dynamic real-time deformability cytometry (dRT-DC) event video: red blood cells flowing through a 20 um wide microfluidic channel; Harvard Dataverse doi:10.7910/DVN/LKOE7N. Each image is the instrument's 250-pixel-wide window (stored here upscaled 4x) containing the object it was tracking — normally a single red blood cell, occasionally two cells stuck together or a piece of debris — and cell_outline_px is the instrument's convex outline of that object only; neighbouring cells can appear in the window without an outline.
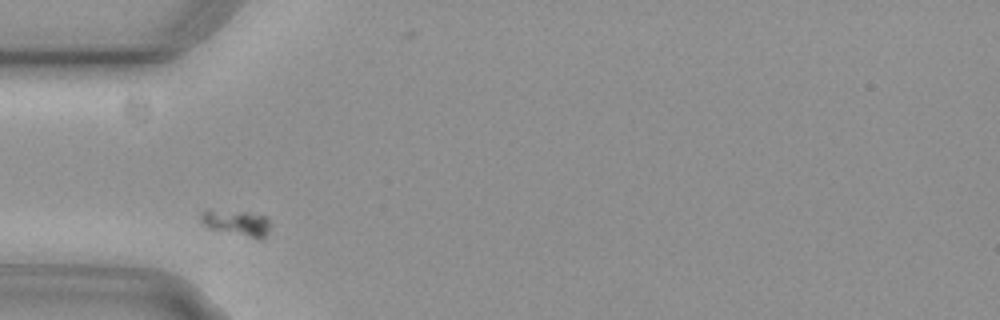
{"species": "common noctule bat (a hibernating species)", "species_latin": "Nyctalus noctula", "temperature_condition": "cold", "stored_images_in_passage": 7, "camera_frame_rate_fps": 3000, "um_per_image_px": 0.085, "animal": {"sex": "female", "body_mass_g": 29.2, "forearm_length_mm": 56.3}, "frame": {"image": 1, "passage_image": 1, "time_ms": 0.0, "image_size_px": [1000, 320], "cell_outline_px": [[268, 232], [260, 240], [256, 240], [208, 228], [200, 220], [200, 212], [204, 208], [208, 208], [244, 212], [264, 216], [268, 220]], "centroid_in_image_um": [20.02, 18.94], "position_along_channel_um": 65.0, "area_um2": 10.75}}
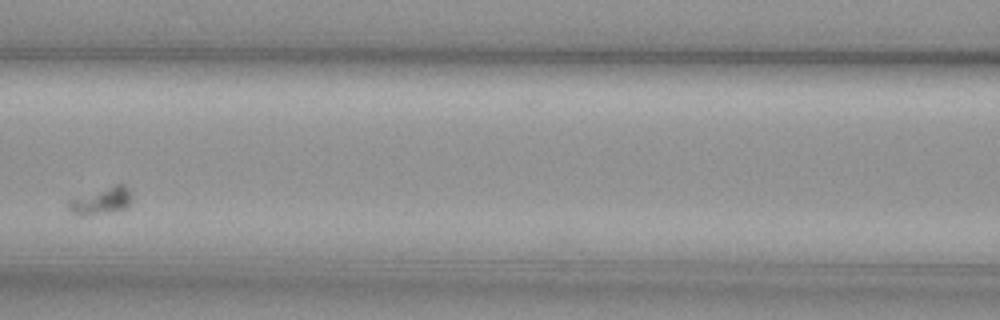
{"frame": {"image": 2, "passage_image": 3, "time_ms": 0.667, "image_size_px": [1000, 320], "cell_outline_px": [[132, 200], [128, 208], [112, 212], [84, 216], [80, 216], [72, 212], [68, 208], [68, 200], [72, 196], [116, 184], [124, 184], [132, 192]], "centroid_in_image_um": [8.6, 17.06], "position_along_channel_um": 158.0, "area_um2": 10.52}}